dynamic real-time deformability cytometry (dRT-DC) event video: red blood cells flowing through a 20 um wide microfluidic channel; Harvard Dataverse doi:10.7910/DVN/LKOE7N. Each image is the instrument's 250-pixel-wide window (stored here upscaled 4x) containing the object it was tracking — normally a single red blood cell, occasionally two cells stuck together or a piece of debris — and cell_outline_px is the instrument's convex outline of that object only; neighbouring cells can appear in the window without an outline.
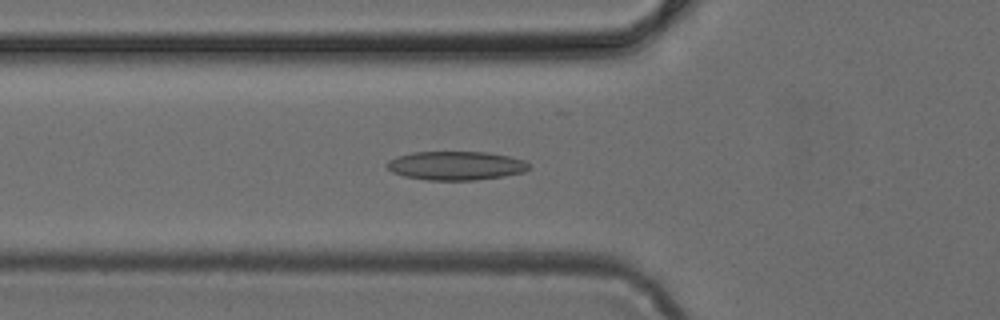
{"species": "common noctule bat (a hibernating species)", "species_latin": "Nyctalus noctula", "temperature_condition": "cold", "stored_images_in_passage": 49, "camera_frame_rate_fps": 3000, "um_per_image_px": 0.085, "animal": {"sex": "female", "body_mass_g": 24.6, "forearm_length_mm": 56.2}, "frame": {"image": 1, "passage_image": 17, "time_ms": 5.333, "image_size_px": [1000, 320], "cell_outline_px": [[532, 168], [524, 172], [504, 176], [476, 180], [428, 180], [404, 176], [392, 172], [384, 164], [388, 160], [396, 156], [412, 152], [488, 152], [508, 156], [524, 160]], "centroid_in_image_um": [38.74, 14.08], "position_along_channel_um": 87.1, "area_um2": 23.99}}
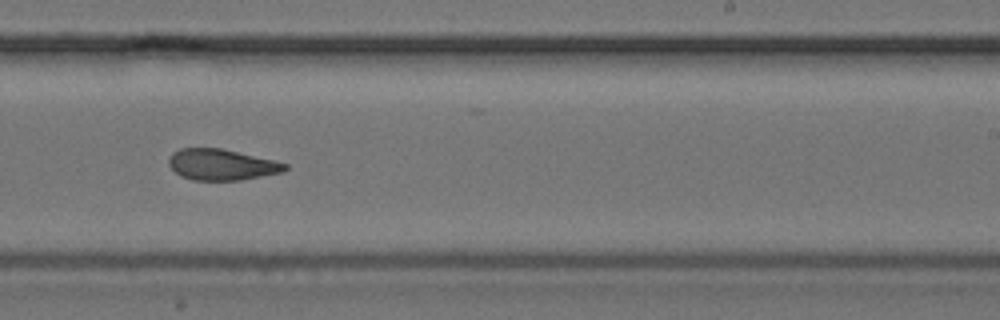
{"frame": {"image": 2, "passage_image": 30, "time_ms": 9.667, "image_size_px": [1000, 320], "cell_outline_px": [[288, 168], [284, 172], [240, 180], [192, 180], [180, 176], [168, 164], [168, 160], [172, 152], [180, 148], [220, 148], [272, 160], [288, 164]], "centroid_in_image_um": [18.81, 14.0], "position_along_channel_um": 270.2, "area_um2": 20.92}}
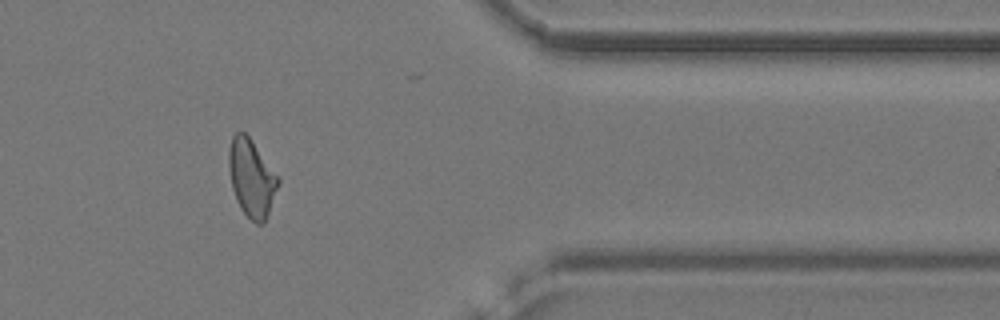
{"frame": {"image": 3, "passage_image": 40, "time_ms": 13.0, "image_size_px": [1000, 320], "cell_outline_px": [[280, 184], [264, 224], [256, 224], [240, 208], [236, 200], [232, 188], [228, 164], [228, 152], [232, 136], [236, 132], [244, 132], [248, 136], [280, 180]], "centroid_in_image_um": [21.37, 15.16], "position_along_channel_um": 390.0, "area_um2": 22.02}}